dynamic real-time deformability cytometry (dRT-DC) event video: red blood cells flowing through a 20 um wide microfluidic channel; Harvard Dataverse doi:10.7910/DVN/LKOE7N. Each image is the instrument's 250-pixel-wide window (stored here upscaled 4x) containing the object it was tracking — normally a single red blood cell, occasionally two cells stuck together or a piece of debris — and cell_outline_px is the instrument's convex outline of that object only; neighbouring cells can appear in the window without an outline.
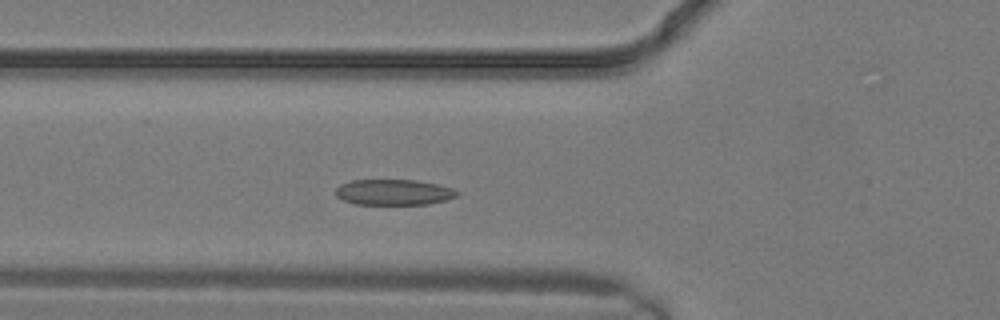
{"species": "common noctule bat (a hibernating species)", "species_latin": "Nyctalus noctula", "temperature_condition": "warm", "stored_images_in_passage": 8, "camera_frame_rate_fps": 3000, "um_per_image_px": 0.085, "animal": {"sex": "male", "body_mass_g": 19.2, "forearm_length_mm": 51.8}, "frame": {"image": 1, "passage_image": 3, "time_ms": 0.667, "image_size_px": [1000, 320], "cell_outline_px": [[460, 192], [456, 196], [448, 200], [428, 204], [356, 204], [344, 200], [336, 196], [336, 188], [340, 184], [352, 180], [416, 180], [436, 184], [452, 188]], "centroid_in_image_um": [33.48, 16.34], "position_along_channel_um": 92.3, "area_um2": 18.15}}
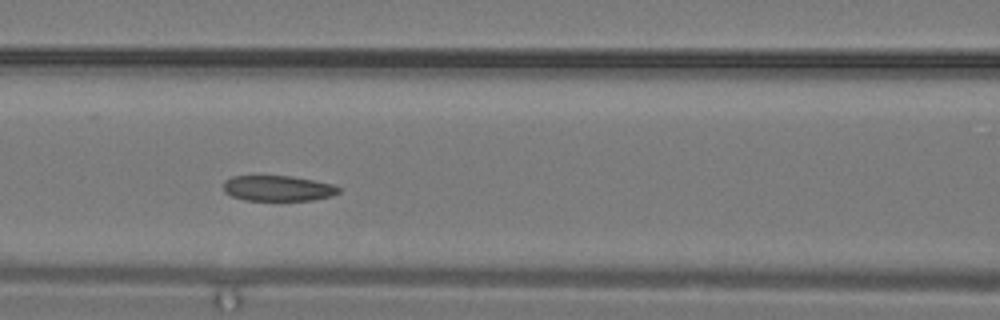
{"frame": {"image": 2, "passage_image": 5, "time_ms": 1.333, "image_size_px": [1000, 320], "cell_outline_px": [[340, 192], [332, 196], [312, 200], [244, 200], [232, 196], [224, 192], [224, 180], [232, 176], [292, 176], [332, 184], [340, 188]], "centroid_in_image_um": [23.61, 16.0], "position_along_channel_um": 143.0, "area_um2": 17.11}}
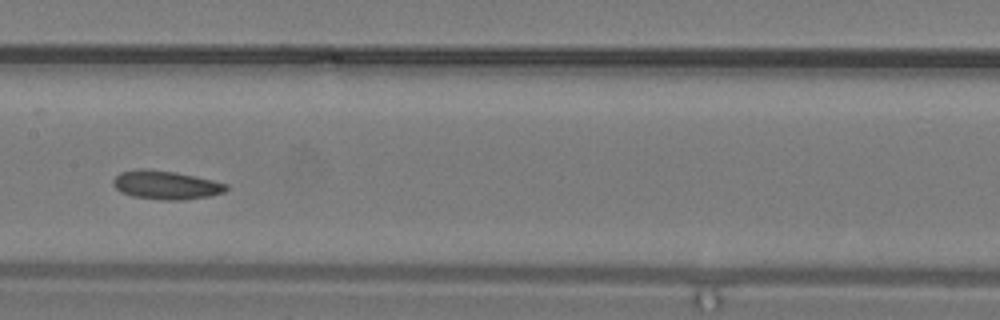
{"frame": {"image": 3, "passage_image": 7, "time_ms": 2.0, "image_size_px": [1000, 320], "cell_outline_px": [[228, 188], [224, 192], [208, 196], [184, 200], [160, 200], [132, 196], [120, 192], [112, 184], [112, 180], [120, 172], [136, 168], [144, 168], [176, 172], [212, 180], [228, 184]], "centroid_in_image_um": [14.06, 15.72], "position_along_channel_um": 193.3, "area_um2": 19.02}}